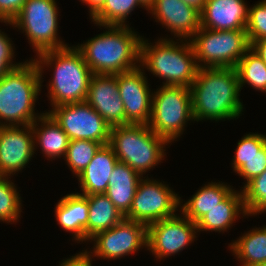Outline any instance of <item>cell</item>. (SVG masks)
I'll return each mask as SVG.
<instances>
[{
	"instance_id": "cell-1",
	"label": "cell",
	"mask_w": 266,
	"mask_h": 266,
	"mask_svg": "<svg viewBox=\"0 0 266 266\" xmlns=\"http://www.w3.org/2000/svg\"><path fill=\"white\" fill-rule=\"evenodd\" d=\"M191 93L195 121L237 119L243 112L236 68H199Z\"/></svg>"
},
{
	"instance_id": "cell-2",
	"label": "cell",
	"mask_w": 266,
	"mask_h": 266,
	"mask_svg": "<svg viewBox=\"0 0 266 266\" xmlns=\"http://www.w3.org/2000/svg\"><path fill=\"white\" fill-rule=\"evenodd\" d=\"M102 27L108 30L75 46L93 74L115 75L140 66L142 36L129 25Z\"/></svg>"
},
{
	"instance_id": "cell-3",
	"label": "cell",
	"mask_w": 266,
	"mask_h": 266,
	"mask_svg": "<svg viewBox=\"0 0 266 266\" xmlns=\"http://www.w3.org/2000/svg\"><path fill=\"white\" fill-rule=\"evenodd\" d=\"M33 60L41 75L45 66L54 68L53 79L47 84L52 107L86 101L93 72L75 46L45 51Z\"/></svg>"
},
{
	"instance_id": "cell-4",
	"label": "cell",
	"mask_w": 266,
	"mask_h": 266,
	"mask_svg": "<svg viewBox=\"0 0 266 266\" xmlns=\"http://www.w3.org/2000/svg\"><path fill=\"white\" fill-rule=\"evenodd\" d=\"M42 79L33 59L0 77V126L32 125L44 114L34 110Z\"/></svg>"
},
{
	"instance_id": "cell-5",
	"label": "cell",
	"mask_w": 266,
	"mask_h": 266,
	"mask_svg": "<svg viewBox=\"0 0 266 266\" xmlns=\"http://www.w3.org/2000/svg\"><path fill=\"white\" fill-rule=\"evenodd\" d=\"M142 37L140 67L155 77L163 78V85L190 87L199 70L193 47L188 40L161 38L153 43ZM179 41V42H178ZM181 43V44H179Z\"/></svg>"
},
{
	"instance_id": "cell-6",
	"label": "cell",
	"mask_w": 266,
	"mask_h": 266,
	"mask_svg": "<svg viewBox=\"0 0 266 266\" xmlns=\"http://www.w3.org/2000/svg\"><path fill=\"white\" fill-rule=\"evenodd\" d=\"M108 144L119 162L128 164L143 177L164 160L165 146L170 143L148 125L127 124L111 127Z\"/></svg>"
},
{
	"instance_id": "cell-7",
	"label": "cell",
	"mask_w": 266,
	"mask_h": 266,
	"mask_svg": "<svg viewBox=\"0 0 266 266\" xmlns=\"http://www.w3.org/2000/svg\"><path fill=\"white\" fill-rule=\"evenodd\" d=\"M189 41L199 68H236L251 47L245 29L210 30L200 27Z\"/></svg>"
},
{
	"instance_id": "cell-8",
	"label": "cell",
	"mask_w": 266,
	"mask_h": 266,
	"mask_svg": "<svg viewBox=\"0 0 266 266\" xmlns=\"http://www.w3.org/2000/svg\"><path fill=\"white\" fill-rule=\"evenodd\" d=\"M194 121L188 87L162 85L152 95L149 128L169 143L183 134L187 121Z\"/></svg>"
},
{
	"instance_id": "cell-9",
	"label": "cell",
	"mask_w": 266,
	"mask_h": 266,
	"mask_svg": "<svg viewBox=\"0 0 266 266\" xmlns=\"http://www.w3.org/2000/svg\"><path fill=\"white\" fill-rule=\"evenodd\" d=\"M58 7L55 0H27L12 22H3L25 32L36 56L68 46L58 38Z\"/></svg>"
},
{
	"instance_id": "cell-10",
	"label": "cell",
	"mask_w": 266,
	"mask_h": 266,
	"mask_svg": "<svg viewBox=\"0 0 266 266\" xmlns=\"http://www.w3.org/2000/svg\"><path fill=\"white\" fill-rule=\"evenodd\" d=\"M142 178L138 183L129 213L125 219L149 226L165 218L176 215L180 206V196L164 182Z\"/></svg>"
},
{
	"instance_id": "cell-11",
	"label": "cell",
	"mask_w": 266,
	"mask_h": 266,
	"mask_svg": "<svg viewBox=\"0 0 266 266\" xmlns=\"http://www.w3.org/2000/svg\"><path fill=\"white\" fill-rule=\"evenodd\" d=\"M48 113L69 140H93L102 145L109 143L111 126L86 101L59 105Z\"/></svg>"
},
{
	"instance_id": "cell-12",
	"label": "cell",
	"mask_w": 266,
	"mask_h": 266,
	"mask_svg": "<svg viewBox=\"0 0 266 266\" xmlns=\"http://www.w3.org/2000/svg\"><path fill=\"white\" fill-rule=\"evenodd\" d=\"M89 241H94L93 250L87 251L91 259H120L134 254L140 248H147V226L124 218L116 226L96 234Z\"/></svg>"
},
{
	"instance_id": "cell-13",
	"label": "cell",
	"mask_w": 266,
	"mask_h": 266,
	"mask_svg": "<svg viewBox=\"0 0 266 266\" xmlns=\"http://www.w3.org/2000/svg\"><path fill=\"white\" fill-rule=\"evenodd\" d=\"M197 233L196 223L176 214L147 226V250L161 261L190 246Z\"/></svg>"
},
{
	"instance_id": "cell-14",
	"label": "cell",
	"mask_w": 266,
	"mask_h": 266,
	"mask_svg": "<svg viewBox=\"0 0 266 266\" xmlns=\"http://www.w3.org/2000/svg\"><path fill=\"white\" fill-rule=\"evenodd\" d=\"M118 92L125 109V125H148L152 112V95L144 69H135L116 74Z\"/></svg>"
},
{
	"instance_id": "cell-15",
	"label": "cell",
	"mask_w": 266,
	"mask_h": 266,
	"mask_svg": "<svg viewBox=\"0 0 266 266\" xmlns=\"http://www.w3.org/2000/svg\"><path fill=\"white\" fill-rule=\"evenodd\" d=\"M37 146L31 125L0 126V175L11 177L23 170Z\"/></svg>"
},
{
	"instance_id": "cell-16",
	"label": "cell",
	"mask_w": 266,
	"mask_h": 266,
	"mask_svg": "<svg viewBox=\"0 0 266 266\" xmlns=\"http://www.w3.org/2000/svg\"><path fill=\"white\" fill-rule=\"evenodd\" d=\"M147 11L178 40H190L201 27L200 11L182 0H154Z\"/></svg>"
},
{
	"instance_id": "cell-17",
	"label": "cell",
	"mask_w": 266,
	"mask_h": 266,
	"mask_svg": "<svg viewBox=\"0 0 266 266\" xmlns=\"http://www.w3.org/2000/svg\"><path fill=\"white\" fill-rule=\"evenodd\" d=\"M86 102L111 126L125 125V109L115 75L93 74Z\"/></svg>"
},
{
	"instance_id": "cell-18",
	"label": "cell",
	"mask_w": 266,
	"mask_h": 266,
	"mask_svg": "<svg viewBox=\"0 0 266 266\" xmlns=\"http://www.w3.org/2000/svg\"><path fill=\"white\" fill-rule=\"evenodd\" d=\"M248 14L244 0H207L200 11V25L210 30L246 29Z\"/></svg>"
},
{
	"instance_id": "cell-19",
	"label": "cell",
	"mask_w": 266,
	"mask_h": 266,
	"mask_svg": "<svg viewBox=\"0 0 266 266\" xmlns=\"http://www.w3.org/2000/svg\"><path fill=\"white\" fill-rule=\"evenodd\" d=\"M118 159L109 144L102 145L77 179L82 195L105 193Z\"/></svg>"
},
{
	"instance_id": "cell-20",
	"label": "cell",
	"mask_w": 266,
	"mask_h": 266,
	"mask_svg": "<svg viewBox=\"0 0 266 266\" xmlns=\"http://www.w3.org/2000/svg\"><path fill=\"white\" fill-rule=\"evenodd\" d=\"M87 195L70 193L62 197L55 206L57 223L64 231L74 233L73 238L78 243L85 241V227L88 221Z\"/></svg>"
},
{
	"instance_id": "cell-21",
	"label": "cell",
	"mask_w": 266,
	"mask_h": 266,
	"mask_svg": "<svg viewBox=\"0 0 266 266\" xmlns=\"http://www.w3.org/2000/svg\"><path fill=\"white\" fill-rule=\"evenodd\" d=\"M143 177L128 164L117 162L105 194L125 217L130 210L138 183Z\"/></svg>"
},
{
	"instance_id": "cell-22",
	"label": "cell",
	"mask_w": 266,
	"mask_h": 266,
	"mask_svg": "<svg viewBox=\"0 0 266 266\" xmlns=\"http://www.w3.org/2000/svg\"><path fill=\"white\" fill-rule=\"evenodd\" d=\"M248 216L243 203V194L235 189L218 206L210 210L197 224V231L227 232L233 226L234 221Z\"/></svg>"
},
{
	"instance_id": "cell-23",
	"label": "cell",
	"mask_w": 266,
	"mask_h": 266,
	"mask_svg": "<svg viewBox=\"0 0 266 266\" xmlns=\"http://www.w3.org/2000/svg\"><path fill=\"white\" fill-rule=\"evenodd\" d=\"M31 128L34 134V144L40 146L47 159L65 157L69 138L47 111L31 125Z\"/></svg>"
},
{
	"instance_id": "cell-24",
	"label": "cell",
	"mask_w": 266,
	"mask_h": 266,
	"mask_svg": "<svg viewBox=\"0 0 266 266\" xmlns=\"http://www.w3.org/2000/svg\"><path fill=\"white\" fill-rule=\"evenodd\" d=\"M233 190L230 185L220 183V181H211V183L197 190L183 205L180 197L179 208L181 209L180 212H182L181 215L186 216L193 223H197L211 209L218 206Z\"/></svg>"
},
{
	"instance_id": "cell-25",
	"label": "cell",
	"mask_w": 266,
	"mask_h": 266,
	"mask_svg": "<svg viewBox=\"0 0 266 266\" xmlns=\"http://www.w3.org/2000/svg\"><path fill=\"white\" fill-rule=\"evenodd\" d=\"M87 200L89 216L85 227V242L116 226L125 218L105 193L87 195Z\"/></svg>"
},
{
	"instance_id": "cell-26",
	"label": "cell",
	"mask_w": 266,
	"mask_h": 266,
	"mask_svg": "<svg viewBox=\"0 0 266 266\" xmlns=\"http://www.w3.org/2000/svg\"><path fill=\"white\" fill-rule=\"evenodd\" d=\"M241 266L266 262V226L251 229L229 244Z\"/></svg>"
},
{
	"instance_id": "cell-27",
	"label": "cell",
	"mask_w": 266,
	"mask_h": 266,
	"mask_svg": "<svg viewBox=\"0 0 266 266\" xmlns=\"http://www.w3.org/2000/svg\"><path fill=\"white\" fill-rule=\"evenodd\" d=\"M236 70L239 76L240 91L247 83L255 90L266 93V65L251 48L239 60Z\"/></svg>"
},
{
	"instance_id": "cell-28",
	"label": "cell",
	"mask_w": 266,
	"mask_h": 266,
	"mask_svg": "<svg viewBox=\"0 0 266 266\" xmlns=\"http://www.w3.org/2000/svg\"><path fill=\"white\" fill-rule=\"evenodd\" d=\"M139 6V7H138ZM148 8L140 0H105L102 8L91 18L97 26H125L128 15L136 8Z\"/></svg>"
},
{
	"instance_id": "cell-29",
	"label": "cell",
	"mask_w": 266,
	"mask_h": 266,
	"mask_svg": "<svg viewBox=\"0 0 266 266\" xmlns=\"http://www.w3.org/2000/svg\"><path fill=\"white\" fill-rule=\"evenodd\" d=\"M102 146L93 140H69L64 157L72 174L80 175Z\"/></svg>"
},
{
	"instance_id": "cell-30",
	"label": "cell",
	"mask_w": 266,
	"mask_h": 266,
	"mask_svg": "<svg viewBox=\"0 0 266 266\" xmlns=\"http://www.w3.org/2000/svg\"><path fill=\"white\" fill-rule=\"evenodd\" d=\"M9 178L0 175V221L12 224L20 218L22 198Z\"/></svg>"
},
{
	"instance_id": "cell-31",
	"label": "cell",
	"mask_w": 266,
	"mask_h": 266,
	"mask_svg": "<svg viewBox=\"0 0 266 266\" xmlns=\"http://www.w3.org/2000/svg\"><path fill=\"white\" fill-rule=\"evenodd\" d=\"M242 188L243 203L247 215L255 216L266 212V170Z\"/></svg>"
},
{
	"instance_id": "cell-32",
	"label": "cell",
	"mask_w": 266,
	"mask_h": 266,
	"mask_svg": "<svg viewBox=\"0 0 266 266\" xmlns=\"http://www.w3.org/2000/svg\"><path fill=\"white\" fill-rule=\"evenodd\" d=\"M232 168L235 173L243 177L244 186L266 170V144L250 157H233Z\"/></svg>"
},
{
	"instance_id": "cell-33",
	"label": "cell",
	"mask_w": 266,
	"mask_h": 266,
	"mask_svg": "<svg viewBox=\"0 0 266 266\" xmlns=\"http://www.w3.org/2000/svg\"><path fill=\"white\" fill-rule=\"evenodd\" d=\"M247 37L250 45L257 40L266 38V0L249 6L248 22L246 25Z\"/></svg>"
},
{
	"instance_id": "cell-34",
	"label": "cell",
	"mask_w": 266,
	"mask_h": 266,
	"mask_svg": "<svg viewBox=\"0 0 266 266\" xmlns=\"http://www.w3.org/2000/svg\"><path fill=\"white\" fill-rule=\"evenodd\" d=\"M265 144L266 134H246L238 141L234 157H250L257 153Z\"/></svg>"
},
{
	"instance_id": "cell-35",
	"label": "cell",
	"mask_w": 266,
	"mask_h": 266,
	"mask_svg": "<svg viewBox=\"0 0 266 266\" xmlns=\"http://www.w3.org/2000/svg\"><path fill=\"white\" fill-rule=\"evenodd\" d=\"M27 0H0V20L12 22Z\"/></svg>"
},
{
	"instance_id": "cell-36",
	"label": "cell",
	"mask_w": 266,
	"mask_h": 266,
	"mask_svg": "<svg viewBox=\"0 0 266 266\" xmlns=\"http://www.w3.org/2000/svg\"><path fill=\"white\" fill-rule=\"evenodd\" d=\"M83 251L77 255L70 256L69 259H64L59 266H92V259L89 257L87 249Z\"/></svg>"
},
{
	"instance_id": "cell-37",
	"label": "cell",
	"mask_w": 266,
	"mask_h": 266,
	"mask_svg": "<svg viewBox=\"0 0 266 266\" xmlns=\"http://www.w3.org/2000/svg\"><path fill=\"white\" fill-rule=\"evenodd\" d=\"M6 33L0 30V58H14V46Z\"/></svg>"
},
{
	"instance_id": "cell-38",
	"label": "cell",
	"mask_w": 266,
	"mask_h": 266,
	"mask_svg": "<svg viewBox=\"0 0 266 266\" xmlns=\"http://www.w3.org/2000/svg\"><path fill=\"white\" fill-rule=\"evenodd\" d=\"M266 65V38L254 41L250 47Z\"/></svg>"
},
{
	"instance_id": "cell-39",
	"label": "cell",
	"mask_w": 266,
	"mask_h": 266,
	"mask_svg": "<svg viewBox=\"0 0 266 266\" xmlns=\"http://www.w3.org/2000/svg\"><path fill=\"white\" fill-rule=\"evenodd\" d=\"M13 58H0V77L10 70L19 67L22 63H14Z\"/></svg>"
},
{
	"instance_id": "cell-40",
	"label": "cell",
	"mask_w": 266,
	"mask_h": 266,
	"mask_svg": "<svg viewBox=\"0 0 266 266\" xmlns=\"http://www.w3.org/2000/svg\"><path fill=\"white\" fill-rule=\"evenodd\" d=\"M89 7L90 18H92L104 5L105 0H82Z\"/></svg>"
},
{
	"instance_id": "cell-41",
	"label": "cell",
	"mask_w": 266,
	"mask_h": 266,
	"mask_svg": "<svg viewBox=\"0 0 266 266\" xmlns=\"http://www.w3.org/2000/svg\"><path fill=\"white\" fill-rule=\"evenodd\" d=\"M182 1L201 11L207 0H182Z\"/></svg>"
},
{
	"instance_id": "cell-42",
	"label": "cell",
	"mask_w": 266,
	"mask_h": 266,
	"mask_svg": "<svg viewBox=\"0 0 266 266\" xmlns=\"http://www.w3.org/2000/svg\"><path fill=\"white\" fill-rule=\"evenodd\" d=\"M147 8L154 2V0H140Z\"/></svg>"
},
{
	"instance_id": "cell-43",
	"label": "cell",
	"mask_w": 266,
	"mask_h": 266,
	"mask_svg": "<svg viewBox=\"0 0 266 266\" xmlns=\"http://www.w3.org/2000/svg\"><path fill=\"white\" fill-rule=\"evenodd\" d=\"M253 266H266V262H263V263H260V264H256V265H253Z\"/></svg>"
}]
</instances>
